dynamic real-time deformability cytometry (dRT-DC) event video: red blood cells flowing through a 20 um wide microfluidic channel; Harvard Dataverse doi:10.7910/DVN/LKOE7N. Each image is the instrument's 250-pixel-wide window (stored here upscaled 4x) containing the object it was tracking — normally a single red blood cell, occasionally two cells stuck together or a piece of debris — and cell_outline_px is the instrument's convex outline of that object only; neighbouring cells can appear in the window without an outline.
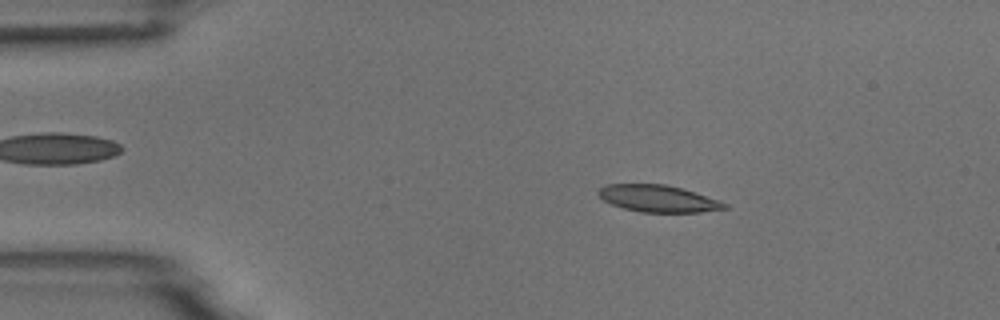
{"species": "common noctule bat (a hibernating species)", "species_latin": "Nyctalus noctula", "temperature_condition": "room temperature", "stored_images_in_passage": 53, "camera_frame_rate_fps": 3000, "um_per_image_px": 0.085, "animal": {"sex": "male", "body_mass_g": 18.8}, "frame": {"image": 1, "passage_image": 9, "time_ms": 2.667, "image_size_px": [1000, 320], "cell_outline_px": [[728, 208], [700, 212], [640, 212], [624, 208], [612, 204], [604, 200], [596, 192], [600, 188], [608, 184], [664, 184], [680, 188], [720, 200], [728, 204]], "centroid_in_image_um": [55.95, 16.88], "position_along_channel_um": 29.1, "area_um2": 19.59}}
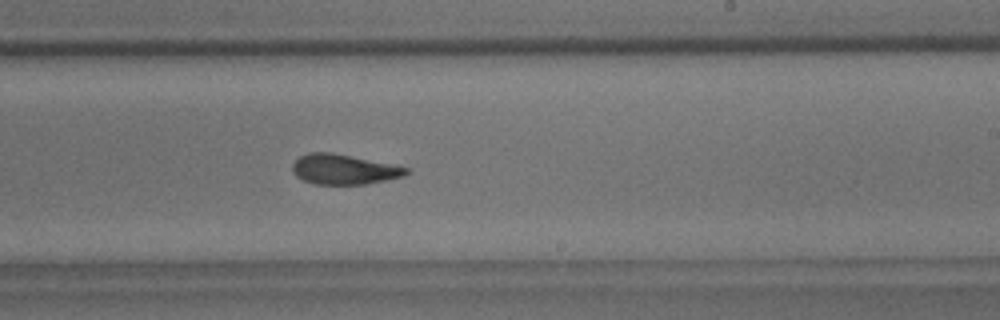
{"frame": {"image": 2, "passage_image": 32, "time_ms": 10.333, "image_size_px": [1000, 320], "cell_outline_px": [[408, 172], [404, 176], [364, 184], [316, 184], [304, 180], [296, 176], [292, 172], [292, 164], [300, 156], [308, 152], [332, 152], [392, 164], [408, 168]], "centroid_in_image_um": [29.19, 14.38], "position_along_channel_um": 259.8, "area_um2": 19.77}}
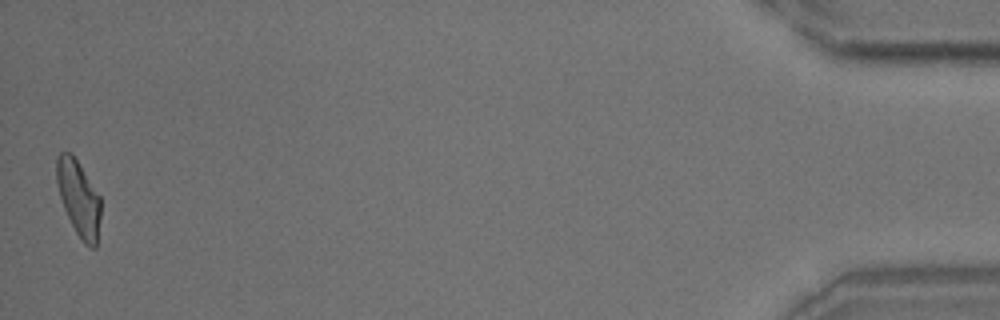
{"frame": {"image": 3, "passage_image": 53, "time_ms": 17.333, "image_size_px": [1000, 320], "cell_outline_px": [[100, 216], [96, 248], [92, 248], [84, 244], [76, 232], [64, 208], [60, 196], [56, 180], [56, 156], [60, 152], [72, 152], [100, 196]], "centroid_in_image_um": [6.68, 16.82], "position_along_channel_um": 428.5, "area_um2": 19.36}, "authors_computed_cell_mechanics": {"area_um2": 20.2878, "velocity_mm_per_s": 3.7283, "shape_relaxation_time_tau1_ms": 5.1764, "shape_relaxation_time_tau2_ms": 2.0046, "deformation_change_tau1": 0.183, "deformation_change_tau2": 0.0957}}